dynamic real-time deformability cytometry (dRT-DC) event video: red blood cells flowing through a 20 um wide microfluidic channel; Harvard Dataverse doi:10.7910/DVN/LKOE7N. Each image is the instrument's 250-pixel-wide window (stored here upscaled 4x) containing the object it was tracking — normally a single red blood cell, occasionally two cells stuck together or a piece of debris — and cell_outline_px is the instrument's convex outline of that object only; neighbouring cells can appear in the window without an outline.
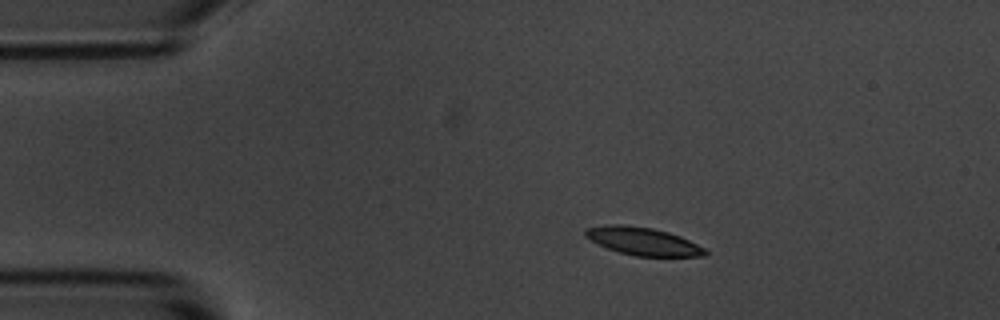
{"species": "common noctule bat (a hibernating species)", "species_latin": "Nyctalus noctula", "temperature_condition": "room temperature", "stored_images_in_passage": 4, "camera_frame_rate_fps": 3000, "um_per_image_px": 0.085, "animal": {"sex": "male", "body_mass_g": 20.1, "forearm_length_mm": 53.5}, "frame": {"image": 1, "passage_image": 2, "time_ms": 1.0, "image_size_px": [1000, 320], "cell_outline_px": [[708, 256], [636, 256], [620, 252], [608, 248], [584, 236], [584, 228], [604, 224], [624, 224], [652, 228], [668, 232], [680, 236], [704, 248], [708, 252]], "centroid_in_image_um": [54.63, 20.49], "position_along_channel_um": 30.4, "area_um2": 19.36}}
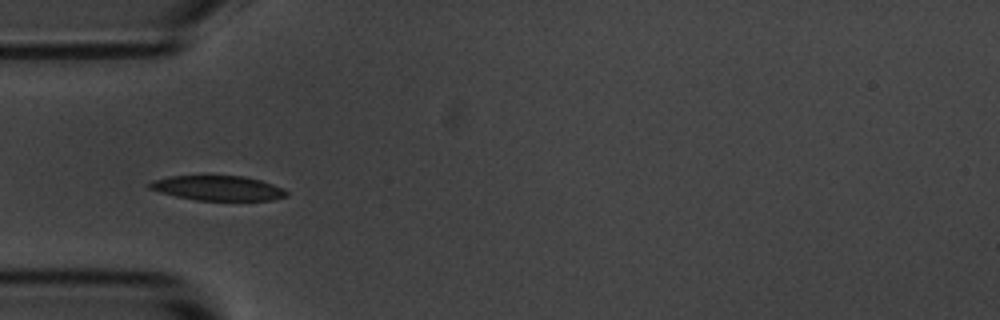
{"frame": {"image": 2, "passage_image": 4, "time_ms": 3.333, "image_size_px": [1000, 320], "cell_outline_px": [[288, 196], [272, 200], [196, 200], [176, 196], [160, 192], [148, 188], [148, 184], [152, 180], [168, 176], [244, 176], [260, 180], [284, 188], [288, 192]], "centroid_in_image_um": [18.52, 15.99], "position_along_channel_um": 66.5, "area_um2": 19.77}}